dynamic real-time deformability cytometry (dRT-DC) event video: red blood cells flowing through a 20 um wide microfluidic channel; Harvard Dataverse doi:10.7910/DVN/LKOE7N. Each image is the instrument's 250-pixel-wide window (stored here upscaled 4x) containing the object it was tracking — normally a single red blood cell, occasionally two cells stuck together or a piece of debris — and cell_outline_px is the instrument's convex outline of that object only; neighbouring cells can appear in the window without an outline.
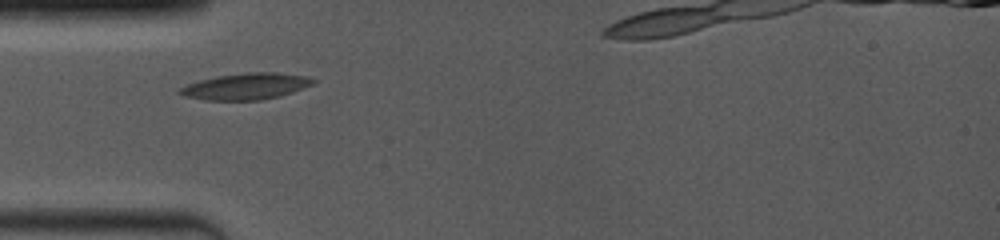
{"species": "common noctule bat (a hibernating species)", "species_latin": "Nyctalus noctula", "temperature_condition": "room temperature", "stored_images_in_passage": 23, "camera_frame_rate_fps": 4000, "um_per_image_px": 0.085, "animal": {"sex": "female", "body_mass_g": 19.0, "forearm_length_mm": 53.3}, "frame": {"image": 1, "passage_image": 2, "time_ms": 0.5, "image_size_px": [1000, 240], "cell_outline_px": [[316, 84], [280, 96], [260, 100], [208, 100], [184, 96], [176, 92], [180, 88], [188, 84], [200, 80], [216, 76], [244, 72], [276, 72], [308, 76], [316, 80]], "centroid_in_image_um": [20.95, 7.33], "position_along_channel_um": 64.1, "area_um2": 20.63}}
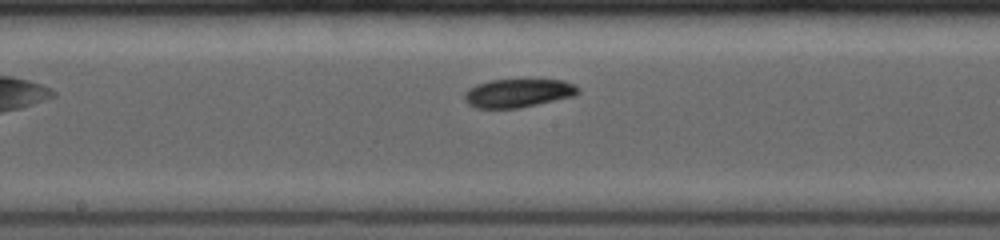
{"frame": {"image": 2, "passage_image": 8, "time_ms": 4.0, "image_size_px": [1000, 240], "cell_outline_px": [[580, 92], [576, 96], [520, 108], [476, 108], [468, 104], [464, 100], [464, 92], [468, 88], [476, 84], [492, 80], [564, 80], [580, 88]], "centroid_in_image_um": [44.04, 7.92], "position_along_channel_um": 204.2, "area_um2": 19.02}}
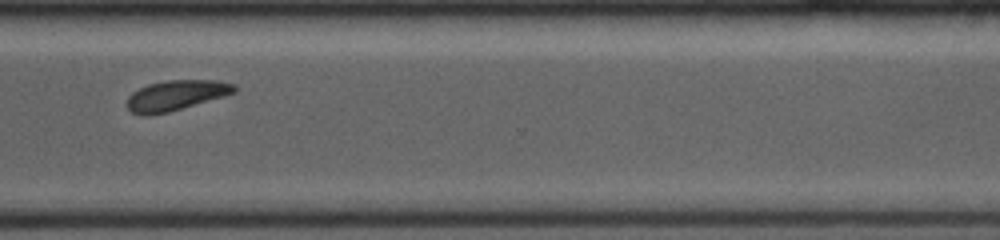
{"frame": {"image": 3, "passage_image": 15, "time_ms": 7.75, "image_size_px": [1000, 240], "cell_outline_px": [[236, 92], [224, 96], [168, 112], [148, 116], [140, 116], [132, 112], [128, 108], [128, 96], [132, 92], [148, 84], [168, 80], [216, 80], [236, 84]], "centroid_in_image_um": [14.95, 8.11], "position_along_channel_um": 355.6, "area_um2": 18.84}}